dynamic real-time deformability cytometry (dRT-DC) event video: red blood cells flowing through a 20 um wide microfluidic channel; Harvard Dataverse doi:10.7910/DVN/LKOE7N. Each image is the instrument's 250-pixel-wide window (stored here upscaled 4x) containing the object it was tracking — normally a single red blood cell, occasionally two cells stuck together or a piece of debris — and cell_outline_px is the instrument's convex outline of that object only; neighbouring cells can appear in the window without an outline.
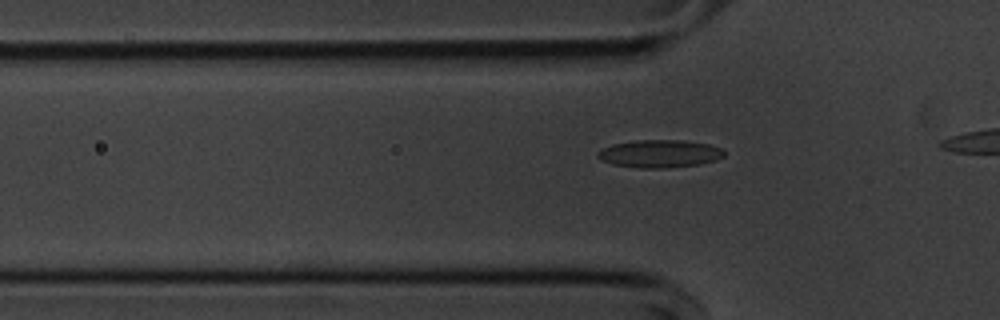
{"species": "common noctule bat (a hibernating species)", "species_latin": "Nyctalus noctula", "temperature_condition": "cold", "stored_images_in_passage": 15, "camera_frame_rate_fps": 3000, "um_per_image_px": 0.085, "animal": {"sex": "male", "body_mass_g": 20.1, "forearm_length_mm": 53.5}, "frame": {"image": 1, "passage_image": 9, "time_ms": 2.667, "image_size_px": [1000, 320], "cell_outline_px": [[724, 156], [716, 160], [700, 164], [664, 168], [640, 168], [612, 164], [600, 160], [596, 156], [596, 152], [600, 148], [612, 144], [636, 140], [684, 140], [708, 144], [724, 148]], "centroid_in_image_um": [56.04, 13.06], "position_along_channel_um": 69.8, "area_um2": 20.69}}
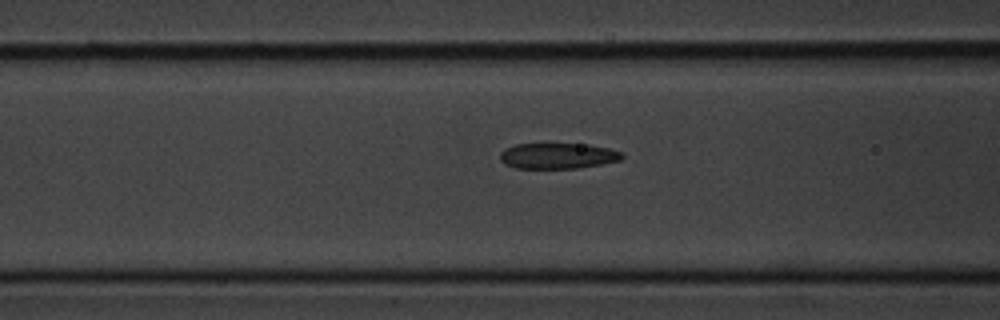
{"frame": {"image": 2, "passage_image": 13, "time_ms": 4.0, "image_size_px": [1000, 320], "cell_outline_px": [[624, 156], [620, 160], [600, 164], [576, 168], [516, 168], [504, 164], [500, 160], [500, 152], [504, 148], [516, 144], [588, 144], [608, 148], [624, 152]], "centroid_in_image_um": [47.4, 13.24], "position_along_channel_um": 119.2, "area_um2": 18.32}}